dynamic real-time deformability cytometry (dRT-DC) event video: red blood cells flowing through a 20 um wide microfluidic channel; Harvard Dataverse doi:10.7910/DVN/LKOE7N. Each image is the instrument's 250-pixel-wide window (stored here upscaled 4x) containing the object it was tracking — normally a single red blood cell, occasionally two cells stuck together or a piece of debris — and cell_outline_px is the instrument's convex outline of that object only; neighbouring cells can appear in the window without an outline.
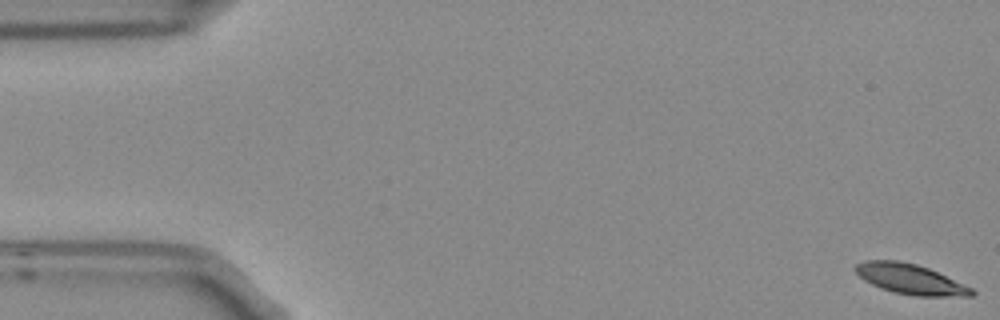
{"species": "Egyptian fruit bat (a non-hibernating species)", "species_latin": "Rousettus aegyptiacus", "temperature_condition": "room temperature", "stored_images_in_passage": 5, "camera_frame_rate_fps": 3000, "um_per_image_px": 0.085, "frame": {"image": 1, "passage_image": 1, "time_ms": 0.0, "image_size_px": [1000, 320], "cell_outline_px": [[976, 292], [972, 296], [916, 296], [896, 292], [880, 288], [864, 280], [852, 268], [856, 264], [864, 260], [900, 260], [916, 264], [928, 268], [972, 288]], "centroid_in_image_um": [77.34, 23.71], "position_along_channel_um": 7.7, "area_um2": 20.29}}
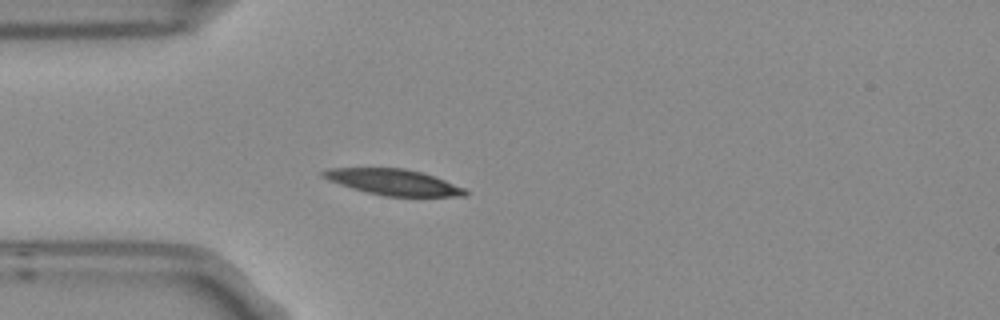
{"frame": {"image": 2, "passage_image": 5, "time_ms": 1.333, "image_size_px": [1000, 320], "cell_outline_px": [[468, 192], [464, 196], [384, 196], [352, 188], [328, 180], [320, 176], [320, 172], [328, 168], [404, 168], [420, 172], [444, 180], [464, 188]], "centroid_in_image_um": [33.39, 15.47], "position_along_channel_um": 51.6, "area_um2": 21.15}}